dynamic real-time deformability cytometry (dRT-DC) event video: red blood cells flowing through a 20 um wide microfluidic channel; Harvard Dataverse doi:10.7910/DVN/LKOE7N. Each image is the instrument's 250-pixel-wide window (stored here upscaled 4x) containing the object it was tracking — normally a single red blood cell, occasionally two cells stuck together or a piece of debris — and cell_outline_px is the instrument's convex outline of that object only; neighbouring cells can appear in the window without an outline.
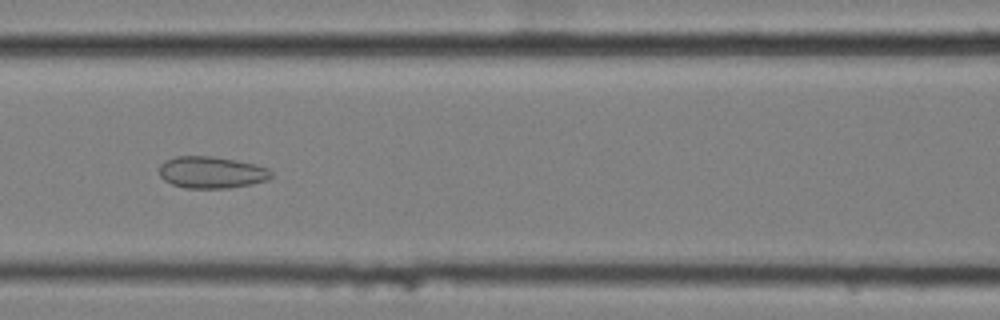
{"species": "common noctule bat (a hibernating species)", "species_latin": "Nyctalus noctula", "temperature_condition": "cold", "stored_images_in_passage": 59, "camera_frame_rate_fps": 3000, "um_per_image_px": 0.085, "animal": {"sex": "female", "body_mass_g": 25.1}, "frame": {"image": 1, "passage_image": 26, "time_ms": 8.333, "image_size_px": [1000, 320], "cell_outline_px": [[272, 176], [268, 180], [252, 184], [228, 188], [184, 188], [172, 184], [164, 180], [160, 176], [160, 164], [176, 156], [212, 156], [236, 160], [256, 164], [268, 168], [272, 172]], "centroid_in_image_um": [18.0, 14.65], "position_along_channel_um": 148.6, "area_um2": 20.81}}
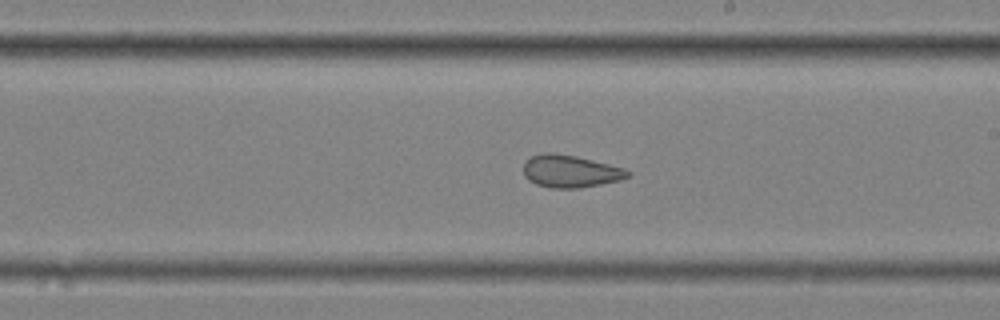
{"frame": {"image": 2, "passage_image": 34, "time_ms": 11.0, "image_size_px": [1000, 320], "cell_outline_px": [[632, 172], [628, 176], [620, 180], [580, 188], [552, 188], [536, 184], [528, 180], [524, 176], [524, 164], [532, 156], [544, 152], [552, 152], [576, 156], [624, 168]], "centroid_in_image_um": [48.47, 14.56], "position_along_channel_um": 240.5, "area_um2": 19.59}}
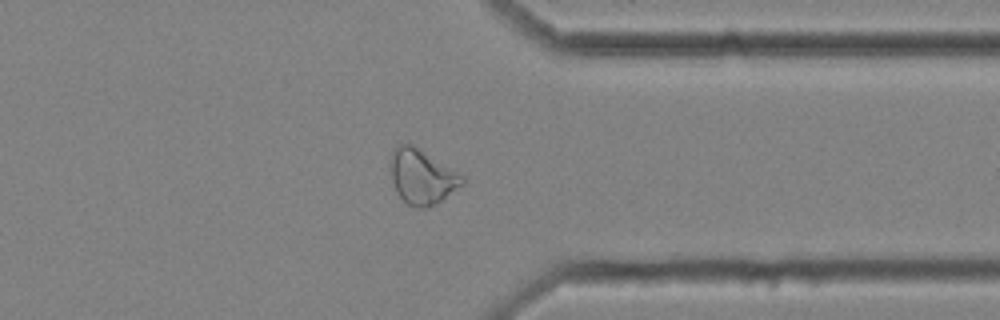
{"frame": {"image": 3, "passage_image": 46, "time_ms": 15.0, "image_size_px": [1000, 320], "cell_outline_px": [[464, 184], [436, 204], [428, 208], [416, 208], [408, 204], [400, 196], [392, 180], [392, 152], [400, 144], [412, 144], [464, 176]], "centroid_in_image_um": [35.9, 15.05], "position_along_channel_um": 375.5, "area_um2": 22.37}, "authors_computed_cell_mechanics": {"area_um2": 25.5476, "velocity_mm_per_s": 3.4522, "shape_relaxation_time_tau1_ms": null, "shape_relaxation_time_tau2_ms": 1.9616, "deformation_change_tau1": null, "deformation_change_tau2": 0.0844}}